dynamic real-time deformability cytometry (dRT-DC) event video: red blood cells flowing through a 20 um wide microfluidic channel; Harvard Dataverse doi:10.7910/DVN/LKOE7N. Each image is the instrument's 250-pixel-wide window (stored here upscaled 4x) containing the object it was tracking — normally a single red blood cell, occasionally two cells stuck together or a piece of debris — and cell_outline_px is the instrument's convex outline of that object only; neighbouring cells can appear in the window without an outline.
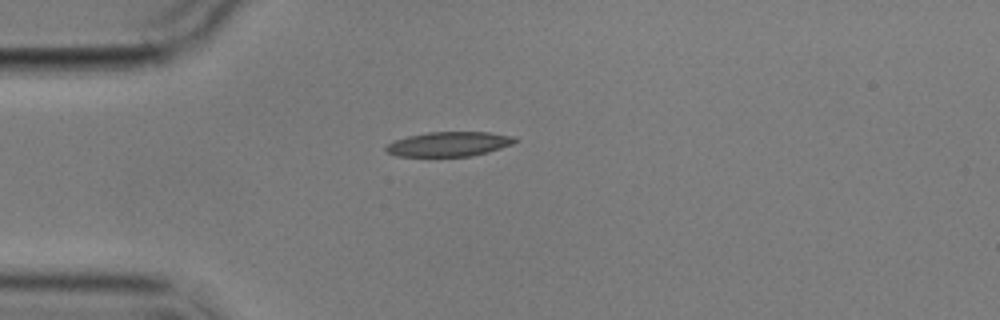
{"species": "common noctule bat (a hibernating species)", "species_latin": "Nyctalus noctula", "temperature_condition": "cold", "stored_images_in_passage": 1, "camera_frame_rate_fps": 3000, "um_per_image_px": 0.085, "animal": {"sex": "male", "body_mass_g": 17.9}, "frame": {"image": 1, "passage_image": 1, "time_ms": 0.0, "image_size_px": [1000, 320], "cell_outline_px": [[520, 140], [512, 144], [488, 152], [468, 156], [396, 156], [388, 152], [384, 148], [388, 144], [396, 140], [408, 136], [428, 132], [488, 132], [512, 136]], "centroid_in_image_um": [38.17, 12.24], "position_along_channel_um": 46.8, "area_um2": 18.32}}